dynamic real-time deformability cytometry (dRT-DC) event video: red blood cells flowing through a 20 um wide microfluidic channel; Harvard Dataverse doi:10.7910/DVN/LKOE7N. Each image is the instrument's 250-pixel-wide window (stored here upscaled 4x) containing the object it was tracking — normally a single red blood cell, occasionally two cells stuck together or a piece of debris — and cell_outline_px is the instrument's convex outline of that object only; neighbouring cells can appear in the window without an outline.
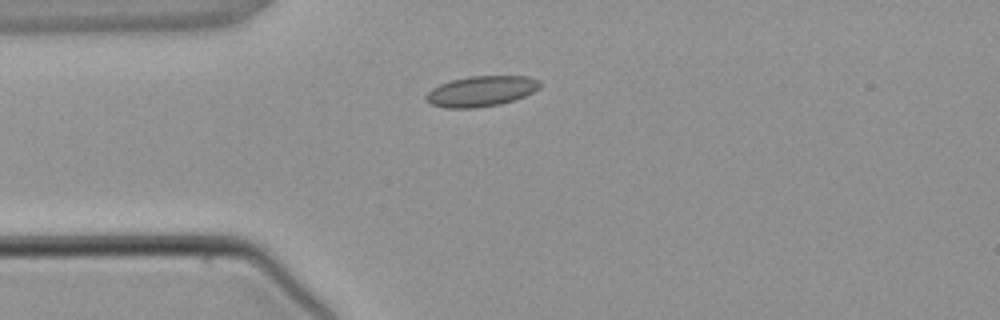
{"species": "common noctule bat (a hibernating species)", "species_latin": "Nyctalus noctula", "temperature_condition": "warm", "stored_images_in_passage": 3, "camera_frame_rate_fps": 3000, "um_per_image_px": 0.085, "animal": {"sex": "male", "body_mass_g": 21.5, "forearm_length_mm": 52.0}, "frame": {"image": 1, "passage_image": 3, "time_ms": 2.333, "image_size_px": [1000, 320], "cell_outline_px": [[540, 88], [524, 96], [500, 104], [476, 108], [448, 108], [432, 104], [424, 100], [424, 96], [432, 88], [440, 84], [452, 80], [468, 76], [528, 76], [540, 80]], "centroid_in_image_um": [40.89, 7.75], "position_along_channel_um": 44.1, "area_um2": 20.23}}